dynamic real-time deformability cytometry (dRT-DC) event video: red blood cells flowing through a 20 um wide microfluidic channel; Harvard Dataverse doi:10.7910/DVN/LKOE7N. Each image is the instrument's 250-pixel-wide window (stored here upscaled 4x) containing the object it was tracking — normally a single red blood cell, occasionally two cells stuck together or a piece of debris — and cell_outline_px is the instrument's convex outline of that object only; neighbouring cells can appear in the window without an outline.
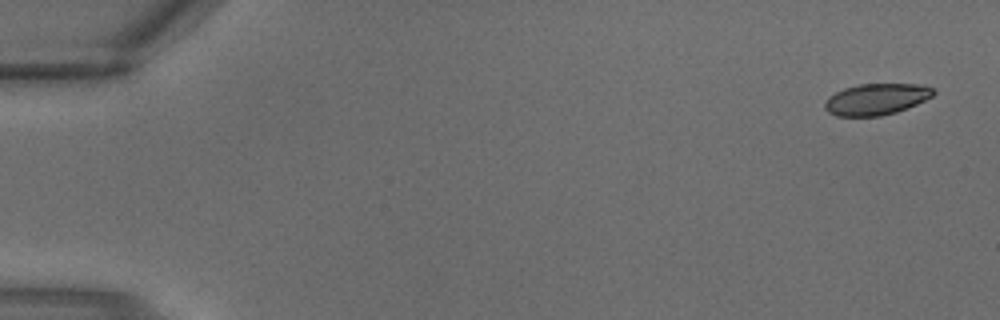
{"species": "common noctule bat (a hibernating species)", "species_latin": "Nyctalus noctula", "temperature_condition": "warm", "stored_images_in_passage": 3, "camera_frame_rate_fps": 3000, "um_per_image_px": 0.085, "animal": {"sex": "male", "body_mass_g": 18.8}, "frame": {"image": 1, "passage_image": 1, "time_ms": 0.0, "image_size_px": [1000, 320], "cell_outline_px": [[936, 92], [932, 96], [916, 104], [896, 112], [880, 116], [836, 116], [828, 112], [824, 108], [824, 104], [828, 96], [844, 88], [860, 84], [920, 84], [936, 88]], "centroid_in_image_um": [74.48, 8.43], "position_along_channel_um": 10.5, "area_um2": 19.88}}
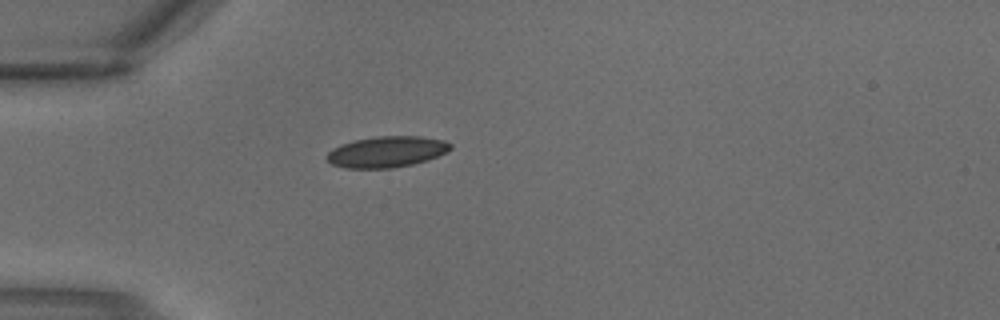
{"frame": {"image": 2, "passage_image": 3, "time_ms": 0.667, "image_size_px": [1000, 320], "cell_outline_px": [[452, 148], [428, 160], [412, 164], [392, 168], [344, 168], [332, 164], [324, 156], [332, 148], [340, 144], [356, 140], [380, 136], [420, 136], [444, 140], [452, 144]], "centroid_in_image_um": [32.84, 12.9], "position_along_channel_um": 52.2, "area_um2": 22.31}}